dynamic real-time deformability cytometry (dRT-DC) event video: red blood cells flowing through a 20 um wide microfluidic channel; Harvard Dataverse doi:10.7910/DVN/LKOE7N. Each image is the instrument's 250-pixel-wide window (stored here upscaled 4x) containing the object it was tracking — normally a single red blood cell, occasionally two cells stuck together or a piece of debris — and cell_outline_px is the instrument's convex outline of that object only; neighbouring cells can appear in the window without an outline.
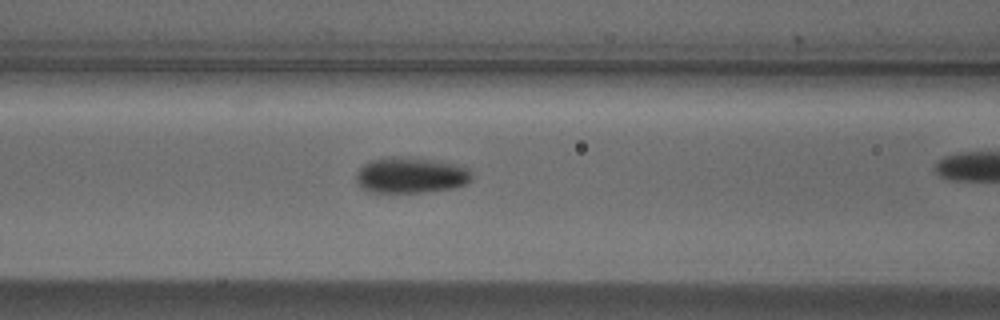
{"species": "Egyptian fruit bat (a non-hibernating species)", "species_latin": "Rousettus aegyptiacus", "temperature_condition": "cold", "stored_images_in_passage": 28, "camera_frame_rate_fps": 3000, "um_per_image_px": 0.085, "animal": {"sex": "male"}, "frame": {"image": 1, "passage_image": 7, "time_ms": 2.0, "image_size_px": [1000, 320], "cell_outline_px": [[472, 180], [464, 184], [452, 188], [424, 192], [368, 192], [356, 184], [356, 172], [368, 160], [384, 156], [396, 156], [440, 160], [460, 164], [468, 168], [472, 172]], "centroid_in_image_um": [34.9, 14.87], "position_along_channel_um": 131.7, "area_um2": 24.74}}
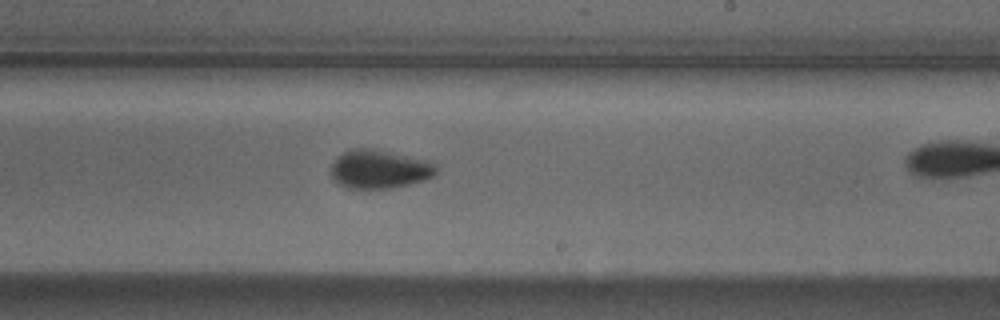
{"frame": {"image": 2, "passage_image": 17, "time_ms": 5.333, "image_size_px": [1000, 320], "cell_outline_px": [[440, 168], [432, 176], [424, 180], [408, 184], [388, 188], [348, 188], [340, 184], [332, 176], [332, 164], [336, 156], [352, 148], [372, 148], [432, 160]], "centroid_in_image_um": [32.3, 14.35], "position_along_channel_um": 256.7, "area_um2": 23.81}}
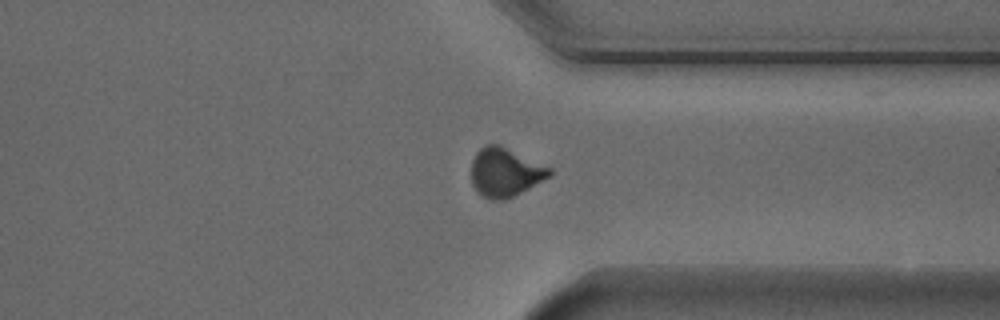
{"frame": {"image": 3, "passage_image": 26, "time_ms": 8.333, "image_size_px": [1000, 320], "cell_outline_px": [[552, 176], [504, 200], [492, 200], [476, 192], [472, 184], [472, 160], [476, 152], [484, 144], [500, 144], [552, 168]], "centroid_in_image_um": [42.93, 14.62], "position_along_channel_um": 368.5, "area_um2": 22.31}}